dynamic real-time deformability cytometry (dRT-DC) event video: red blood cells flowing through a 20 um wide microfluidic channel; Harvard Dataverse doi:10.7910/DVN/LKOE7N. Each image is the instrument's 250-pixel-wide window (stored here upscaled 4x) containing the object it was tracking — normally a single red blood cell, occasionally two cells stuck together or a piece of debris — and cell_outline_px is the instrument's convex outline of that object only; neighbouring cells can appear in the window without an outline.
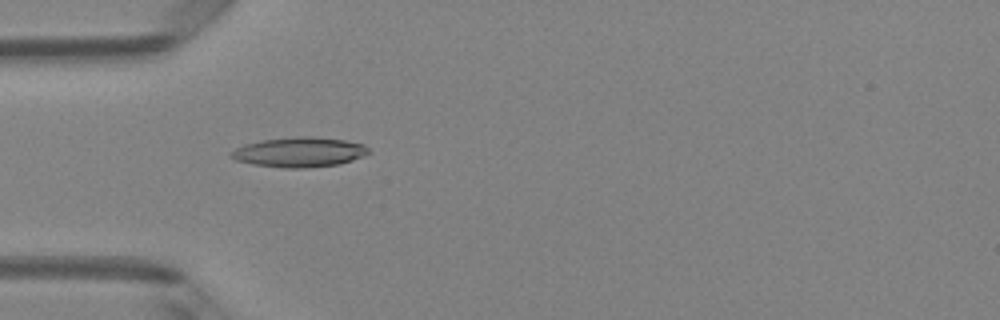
{"species": "Egyptian fruit bat (a non-hibernating species)", "species_latin": "Rousettus aegyptiacus", "temperature_condition": "room temperature", "stored_images_in_passage": 5, "camera_frame_rate_fps": 3000, "um_per_image_px": 0.085, "animal": {"sex": "female"}, "frame": {"image": 1, "passage_image": 4, "time_ms": 1.0, "image_size_px": [1000, 320], "cell_outline_px": [[372, 152], [352, 160], [340, 164], [304, 168], [284, 168], [252, 164], [236, 160], [232, 156], [232, 152], [236, 148], [244, 144], [264, 140], [296, 136], [312, 136], [344, 140], [364, 144]], "centroid_in_image_um": [25.48, 12.93], "position_along_channel_um": 59.5, "area_um2": 23.81}}
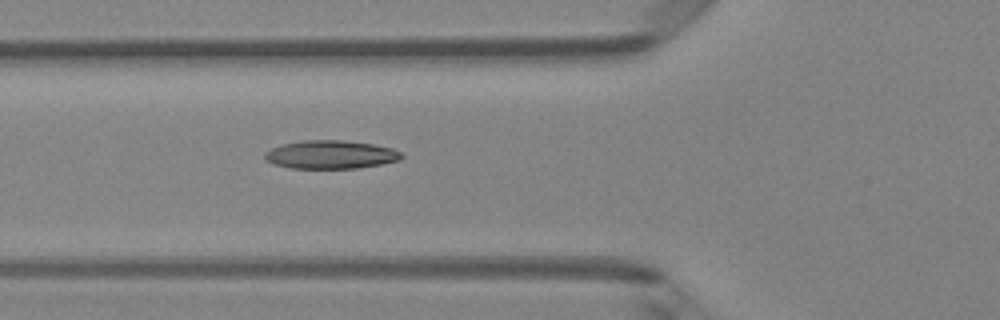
{"frame": {"image": 2, "passage_image": 5, "time_ms": 1.333, "image_size_px": [1000, 320], "cell_outline_px": [[404, 156], [400, 160], [380, 164], [356, 168], [288, 168], [272, 164], [264, 160], [264, 152], [280, 144], [304, 140], [340, 140], [372, 144], [392, 148], [400, 152]], "centroid_in_image_um": [28.05, 13.14], "position_along_channel_um": 97.7, "area_um2": 22.66}}